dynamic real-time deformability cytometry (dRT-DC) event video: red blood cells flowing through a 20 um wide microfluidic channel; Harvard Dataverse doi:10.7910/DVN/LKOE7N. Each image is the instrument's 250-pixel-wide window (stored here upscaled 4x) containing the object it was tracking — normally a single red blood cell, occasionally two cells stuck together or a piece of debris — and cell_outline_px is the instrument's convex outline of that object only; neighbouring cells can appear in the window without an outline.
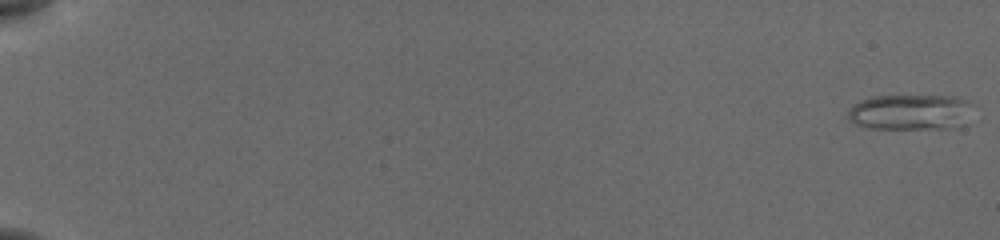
{"species": "common noctule bat (a hibernating species)", "species_latin": "Nyctalus noctula", "temperature_condition": "cold", "stored_images_in_passage": 55, "camera_frame_rate_fps": 3000, "um_per_image_px": 0.085, "animal": {"sex": "female", "body_mass_g": 19.5, "forearm_length_mm": 54.1}, "frame": {"image": 1, "passage_image": 1, "time_ms": 0.0, "image_size_px": [1000, 240], "cell_outline_px": [[968, 104], [960, 128], [864, 128], [848, 120], [848, 112], [852, 104], [860, 100], [872, 96], [956, 96], [968, 100]], "centroid_in_image_um": [77.25, 9.52], "position_along_channel_um": 7.7, "area_um2": 25.55}}
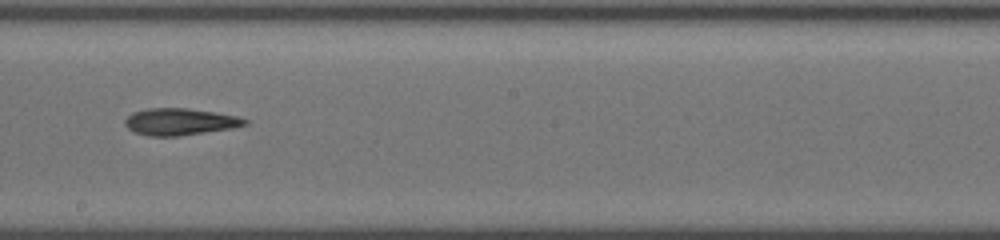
{"frame": {"image": 2, "passage_image": 34, "time_ms": 11.0, "image_size_px": [1000, 240], "cell_outline_px": [[248, 124], [232, 128], [180, 136], [148, 136], [136, 132], [128, 128], [124, 124], [124, 120], [132, 112], [148, 108], [188, 108], [236, 116], [248, 120]], "centroid_in_image_um": [15.27, 10.35], "position_along_channel_um": 232.9, "area_um2": 18.67}}
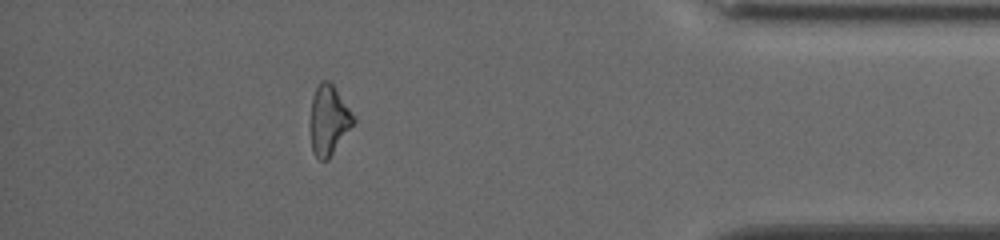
{"frame": {"image": 3, "passage_image": 50, "time_ms": 16.333, "image_size_px": [1000, 240], "cell_outline_px": [[356, 120], [328, 160], [320, 160], [312, 152], [312, 100], [316, 88], [320, 80], [328, 80], [332, 84]], "centroid_in_image_um": [27.95, 10.22], "position_along_channel_um": 407.3, "area_um2": 16.76}, "authors_computed_cell_mechanics": {"area_um2": 19.1896, "velocity_mm_per_s": 3.887, "shape_relaxation_time_tau1_ms": 3.1375, "shape_relaxation_time_tau2_ms": null, "deformation_change_tau1": 0.1108, "deformation_change_tau2": null}}